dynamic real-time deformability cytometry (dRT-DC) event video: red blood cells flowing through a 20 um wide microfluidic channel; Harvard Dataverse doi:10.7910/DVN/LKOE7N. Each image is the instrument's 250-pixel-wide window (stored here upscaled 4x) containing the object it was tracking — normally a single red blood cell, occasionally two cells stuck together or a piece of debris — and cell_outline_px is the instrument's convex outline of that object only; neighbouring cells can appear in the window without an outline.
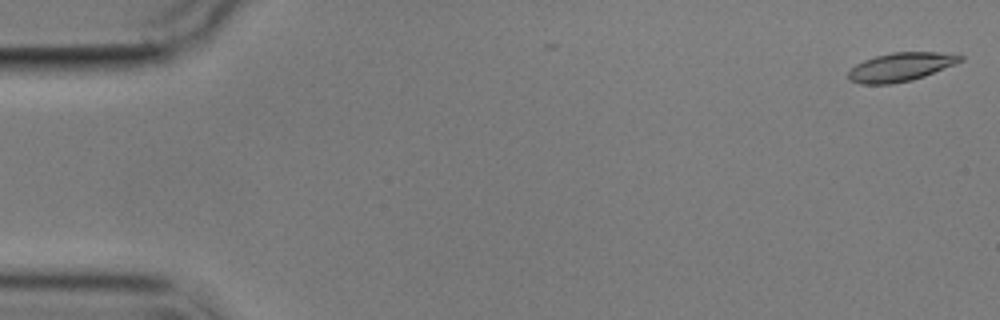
{"species": "common noctule bat (a hibernating species)", "species_latin": "Nyctalus noctula", "temperature_condition": "cold", "stored_images_in_passage": 2, "camera_frame_rate_fps": 3000, "um_per_image_px": 0.085, "animal": {"sex": "male", "body_mass_g": 17.9}, "frame": {"image": 1, "passage_image": 2, "time_ms": 1.333, "image_size_px": [1000, 320], "cell_outline_px": [[964, 60], [924, 76], [912, 80], [892, 84], [860, 84], [852, 80], [848, 76], [848, 72], [856, 64], [864, 60], [876, 56], [892, 52], [960, 52], [964, 56]], "centroid_in_image_um": [76.63, 5.67], "position_along_channel_um": 8.4, "area_um2": 18.79}}